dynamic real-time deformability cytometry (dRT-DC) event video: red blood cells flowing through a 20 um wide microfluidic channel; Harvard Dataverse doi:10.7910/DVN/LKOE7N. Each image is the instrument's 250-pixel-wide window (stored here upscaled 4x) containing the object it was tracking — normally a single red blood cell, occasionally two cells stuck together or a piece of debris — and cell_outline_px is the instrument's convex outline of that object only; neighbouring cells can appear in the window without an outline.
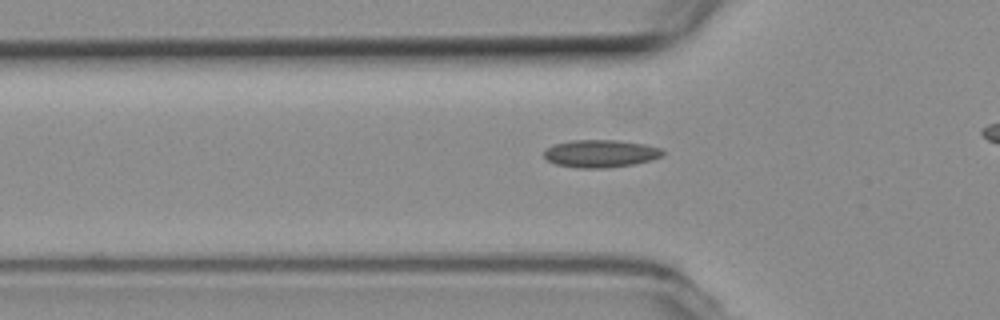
{"species": "common noctule bat (a hibernating species)", "species_latin": "Nyctalus noctula", "temperature_condition": "room temperature", "stored_images_in_passage": 34, "camera_frame_rate_fps": 3000, "um_per_image_px": 0.085, "animal": {"sex": "female", "body_mass_g": 19.3, "forearm_length_mm": 54.1}, "frame": {"image": 1, "passage_image": 7, "time_ms": 2.0, "image_size_px": [1000, 320], "cell_outline_px": [[664, 156], [652, 160], [632, 164], [604, 168], [576, 168], [556, 164], [548, 160], [544, 156], [544, 152], [548, 148], [556, 144], [572, 140], [616, 140], [644, 144], [660, 148], [664, 152]], "centroid_in_image_um": [51.07, 13.06], "position_along_channel_um": 74.7, "area_um2": 18.96}}
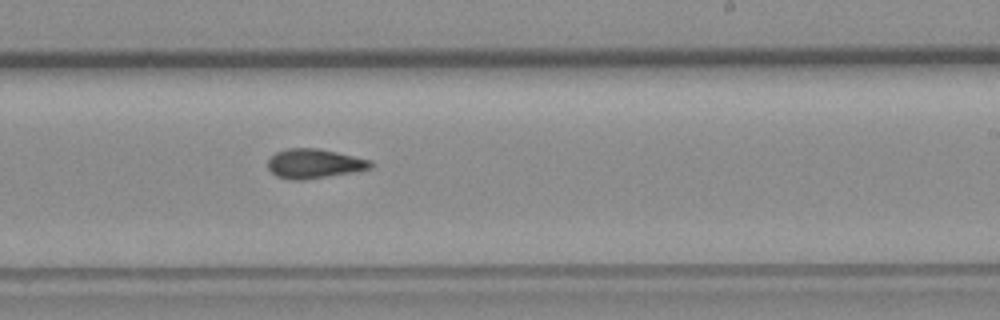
{"frame": {"image": 2, "passage_image": 22, "time_ms": 7.0, "image_size_px": [1000, 320], "cell_outline_px": [[372, 168], [352, 172], [300, 180], [292, 180], [276, 176], [268, 168], [268, 160], [276, 152], [288, 148], [320, 148], [372, 160]], "centroid_in_image_um": [26.71, 13.89], "position_along_channel_um": 262.3, "area_um2": 17.51}}
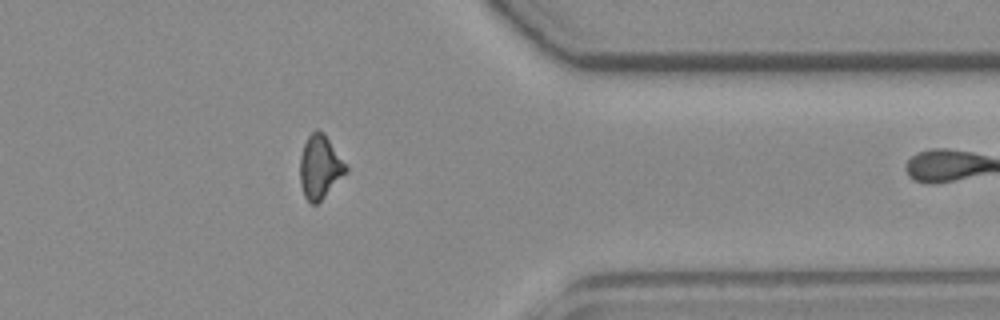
{"frame": {"image": 3, "passage_image": 33, "time_ms": 10.667, "image_size_px": [1000, 320], "cell_outline_px": [[348, 172], [316, 204], [312, 204], [304, 196], [300, 184], [300, 156], [304, 144], [308, 136], [316, 128], [324, 132], [348, 164]], "centroid_in_image_um": [27.22, 14.15], "position_along_channel_um": 384.2, "area_um2": 17.22}}